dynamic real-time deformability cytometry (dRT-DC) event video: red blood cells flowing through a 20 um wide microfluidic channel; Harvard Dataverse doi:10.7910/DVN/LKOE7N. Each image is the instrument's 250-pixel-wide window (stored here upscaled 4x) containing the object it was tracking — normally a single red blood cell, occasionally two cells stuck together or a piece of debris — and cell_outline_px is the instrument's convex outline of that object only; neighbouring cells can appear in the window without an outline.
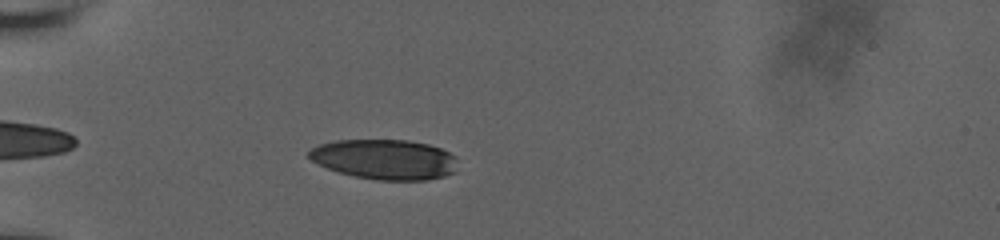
{"species": "human", "species_latin": "Homo sapiens", "temperature_condition": "room temperature", "stored_images_in_passage": 39, "camera_frame_rate_fps": 3000, "um_per_image_px": 0.085, "donor": {"sex": "male"}, "frame": {"image": 1, "passage_image": 5, "time_ms": 1.333, "image_size_px": [1000, 240], "cell_outline_px": [[456, 172], [444, 176], [428, 180], [380, 180], [356, 176], [340, 172], [328, 168], [312, 160], [308, 156], [308, 152], [312, 148], [320, 144], [336, 140], [408, 140], [428, 144], [440, 148], [456, 156]], "centroid_in_image_um": [32.74, 13.54], "position_along_channel_um": 52.3, "area_um2": 34.56}}
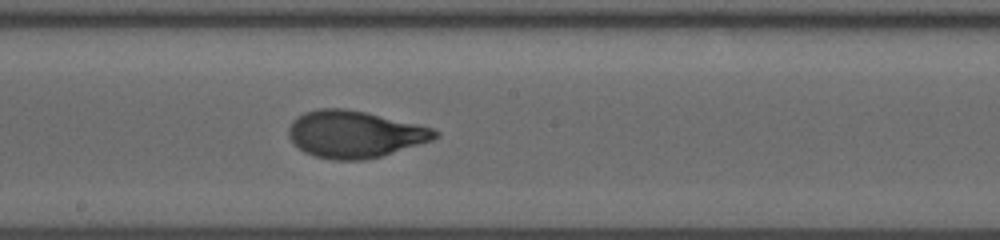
{"frame": {"image": 2, "passage_image": 20, "time_ms": 6.333, "image_size_px": [1000, 240], "cell_outline_px": [[440, 136], [432, 140], [380, 156], [364, 160], [332, 160], [316, 156], [304, 152], [288, 136], [288, 128], [292, 120], [304, 112], [316, 108], [344, 108], [364, 112], [416, 124], [432, 128], [440, 132]], "centroid_in_image_um": [30.12, 11.4], "position_along_channel_um": 218.1, "area_um2": 39.77}}
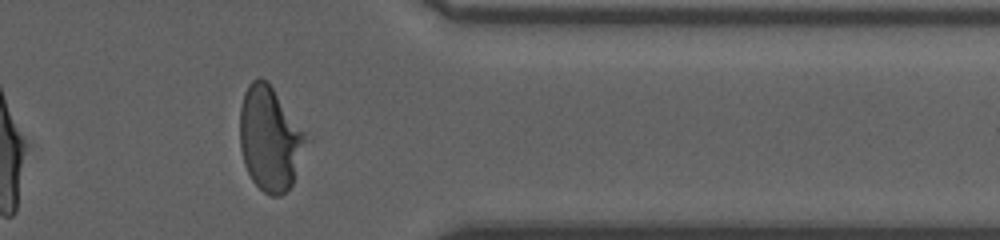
{"frame": {"image": 3, "passage_image": 34, "time_ms": 11.0, "image_size_px": [1000, 240], "cell_outline_px": [[312, 140], [292, 184], [280, 196], [272, 196], [264, 192], [252, 180], [244, 164], [240, 148], [240, 108], [244, 92], [248, 84], [252, 80], [260, 76], [272, 88]], "centroid_in_image_um": [22.98, 11.81], "position_along_channel_um": 388.4, "area_um2": 40.63}, "authors_computed_cell_mechanics": {"area_um2": 38.9572, "velocity_mm_per_s": 3.8128, "shape_relaxation_time_tau1_ms": 4.1808, "shape_relaxation_time_tau2_ms": null, "deformation_change_tau1": 0.2206, "deformation_change_tau2": null}}